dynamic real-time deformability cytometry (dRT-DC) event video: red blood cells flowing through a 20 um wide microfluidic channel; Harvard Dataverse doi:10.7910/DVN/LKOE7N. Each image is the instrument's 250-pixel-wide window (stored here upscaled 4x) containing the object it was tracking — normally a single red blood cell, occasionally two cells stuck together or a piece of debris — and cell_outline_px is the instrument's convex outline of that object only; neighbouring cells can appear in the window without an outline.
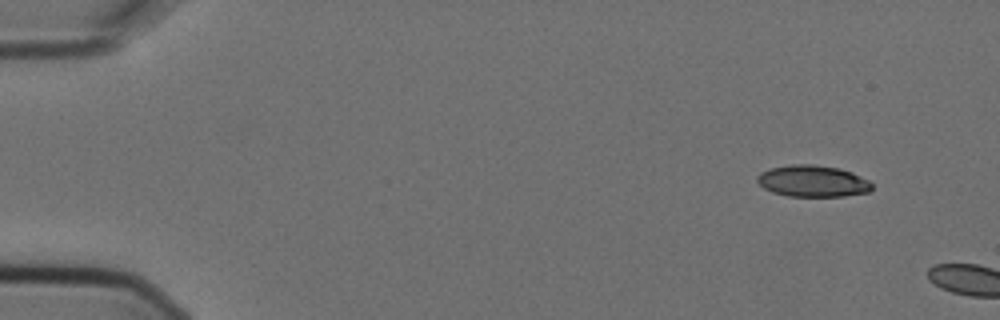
{"species": "Egyptian fruit bat (a non-hibernating species)", "species_latin": "Rousettus aegyptiacus", "temperature_condition": "cold", "stored_images_in_passage": 2, "camera_frame_rate_fps": 3000, "um_per_image_px": 0.085, "animal": {"sex": "female"}, "frame": {"image": 1, "passage_image": 1, "time_ms": 0.0, "image_size_px": [1000, 320], "cell_outline_px": [[872, 188], [868, 192], [844, 196], [788, 196], [772, 192], [764, 188], [756, 180], [756, 176], [760, 172], [768, 168], [792, 164], [812, 164], [840, 168], [852, 172], [868, 180], [872, 184]], "centroid_in_image_um": [69.05, 15.38], "position_along_channel_um": 15.9, "area_um2": 21.21}}